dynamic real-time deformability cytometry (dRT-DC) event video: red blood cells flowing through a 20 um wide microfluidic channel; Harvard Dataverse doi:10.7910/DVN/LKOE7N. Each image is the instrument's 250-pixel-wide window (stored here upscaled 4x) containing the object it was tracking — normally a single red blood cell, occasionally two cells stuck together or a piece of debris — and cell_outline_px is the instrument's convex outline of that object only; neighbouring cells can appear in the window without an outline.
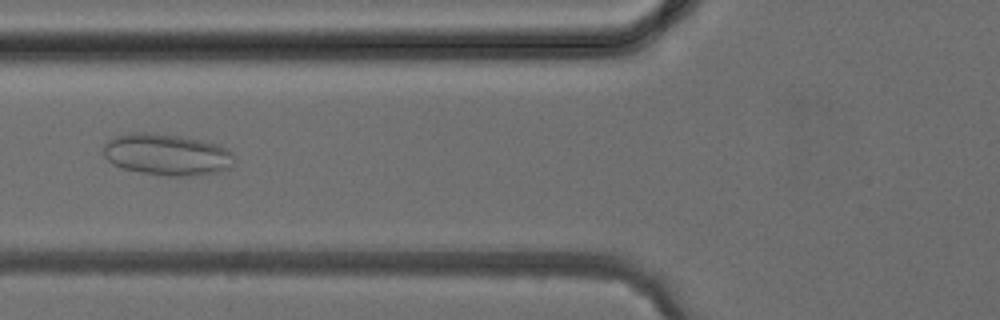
{"species": "common noctule bat (a hibernating species)", "species_latin": "Nyctalus noctula", "temperature_condition": "cold", "stored_images_in_passage": 2, "camera_frame_rate_fps": 3000, "um_per_image_px": 0.085, "animal": {"sex": "female", "body_mass_g": 24.6, "forearm_length_mm": 56.2}, "frame": {"image": 1, "passage_image": 2, "time_ms": 1.0, "image_size_px": [1000, 320], "cell_outline_px": [[232, 168], [200, 176], [168, 176], [144, 172], [124, 168], [112, 164], [104, 156], [104, 144], [108, 140], [116, 136], [132, 132], [148, 132], [180, 136], [220, 144], [232, 152]], "centroid_in_image_um": [14.2, 13.14], "position_along_channel_um": 111.6, "area_um2": 31.73}}